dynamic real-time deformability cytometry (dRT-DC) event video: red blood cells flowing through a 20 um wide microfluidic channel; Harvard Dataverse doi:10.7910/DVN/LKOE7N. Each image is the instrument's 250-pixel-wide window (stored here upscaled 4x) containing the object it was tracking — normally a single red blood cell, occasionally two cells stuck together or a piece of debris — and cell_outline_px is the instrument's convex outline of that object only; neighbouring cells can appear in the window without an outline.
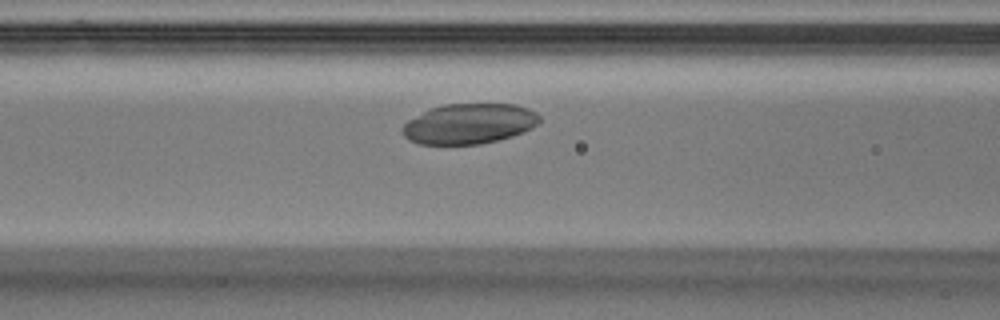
{"species": "Egyptian fruit bat (a non-hibernating species)", "species_latin": "Rousettus aegyptiacus", "temperature_condition": "warm", "stored_images_in_passage": 40, "camera_frame_rate_fps": 3000, "um_per_image_px": 0.085, "animal": {"sex": "male"}, "frame": {"image": 1, "passage_image": 11, "time_ms": 3.333, "image_size_px": [1000, 320], "cell_outline_px": [[540, 120], [532, 128], [524, 132], [512, 136], [480, 144], [420, 144], [408, 140], [404, 136], [404, 124], [408, 120], [432, 108], [444, 104], [516, 104], [528, 108], [536, 112], [540, 116]], "centroid_in_image_um": [39.91, 10.51], "position_along_channel_um": 126.7, "area_um2": 31.96}}
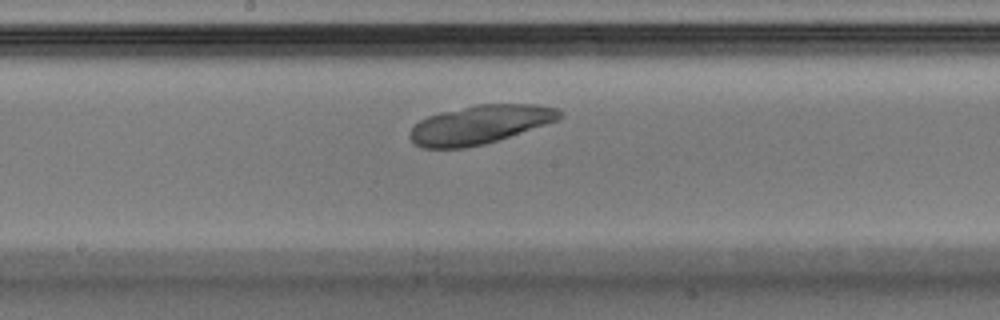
{"frame": {"image": 2, "passage_image": 17, "time_ms": 5.333, "image_size_px": [1000, 320], "cell_outline_px": [[564, 116], [556, 120], [484, 144], [464, 148], [420, 148], [408, 136], [408, 132], [420, 120], [428, 116], [440, 112], [476, 104], [536, 104], [560, 108], [564, 112]], "centroid_in_image_um": [40.77, 10.57], "position_along_channel_um": 207.4, "area_um2": 33.58}}
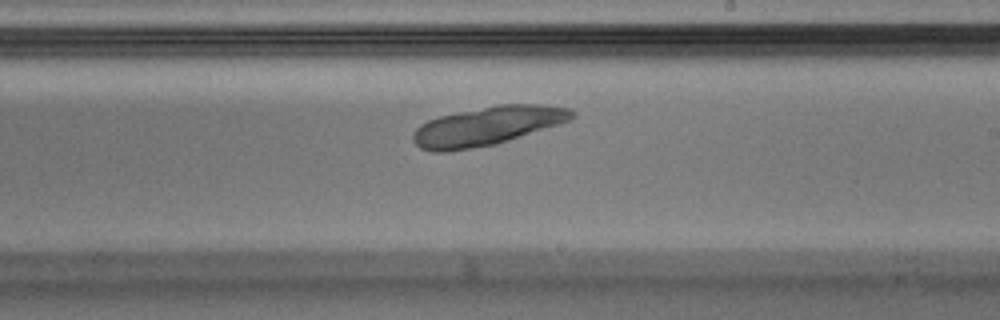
{"frame": {"image": 3, "passage_image": 20, "time_ms": 6.333, "image_size_px": [1000, 320], "cell_outline_px": [[576, 116], [568, 120], [496, 144], [444, 152], [432, 152], [420, 148], [412, 140], [412, 136], [416, 128], [420, 124], [428, 120], [440, 116], [496, 104], [540, 104], [568, 108], [576, 112]], "centroid_in_image_um": [41.37, 10.7], "position_along_channel_um": 247.6, "area_um2": 35.49}}